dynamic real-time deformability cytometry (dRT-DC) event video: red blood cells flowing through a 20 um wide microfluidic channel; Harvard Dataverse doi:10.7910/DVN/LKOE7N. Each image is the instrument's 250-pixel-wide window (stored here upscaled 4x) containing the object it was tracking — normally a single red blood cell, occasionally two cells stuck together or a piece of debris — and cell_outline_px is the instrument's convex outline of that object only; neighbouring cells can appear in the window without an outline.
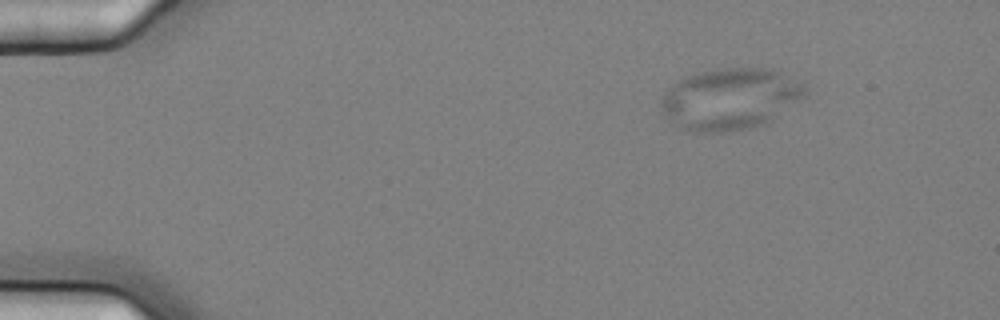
{"species": "common noctule bat (a hibernating species)", "species_latin": "Nyctalus noctula", "temperature_condition": "cold", "stored_images_in_passage": 4, "camera_frame_rate_fps": 3000, "um_per_image_px": 0.085, "animal": {"sex": "female", "body_mass_g": 25.1}, "frame": {"image": 1, "passage_image": 1, "time_ms": 0.0, "image_size_px": [1000, 320], "cell_outline_px": [[804, 96], [768, 124], [748, 128], [724, 132], [692, 132], [680, 128], [672, 124], [664, 112], [660, 104], [660, 100], [664, 92], [676, 80], [684, 76], [696, 72], [724, 68], [772, 68], [804, 84]], "centroid_in_image_um": [62.02, 8.41], "position_along_channel_um": 23.0, "area_um2": 51.9}}